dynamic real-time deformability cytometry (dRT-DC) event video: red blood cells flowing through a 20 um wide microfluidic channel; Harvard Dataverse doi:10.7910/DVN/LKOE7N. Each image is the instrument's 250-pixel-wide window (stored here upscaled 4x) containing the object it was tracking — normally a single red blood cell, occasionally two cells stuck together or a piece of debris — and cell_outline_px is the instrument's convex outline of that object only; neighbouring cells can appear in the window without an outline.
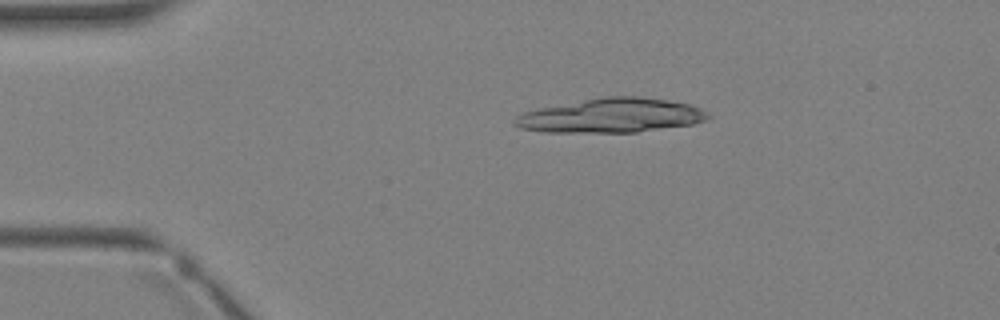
{"species": "Egyptian fruit bat (a non-hibernating species)", "species_latin": "Rousettus aegyptiacus", "temperature_condition": "warm", "stored_images_in_passage": 3, "camera_frame_rate_fps": 3000, "um_per_image_px": 0.085, "animal": {"sex": "female"}, "frame": {"image": 1, "passage_image": 2, "time_ms": 2.0, "image_size_px": [1000, 320], "cell_outline_px": [[712, 116], [708, 120], [692, 124], [636, 132], [544, 132], [520, 128], [512, 124], [512, 120], [516, 116], [524, 112], [540, 108], [608, 96], [640, 96], [668, 100], [688, 104], [700, 108], [708, 112]], "centroid_in_image_um": [51.98, 9.83], "position_along_channel_um": 33.0, "area_um2": 38.44}}